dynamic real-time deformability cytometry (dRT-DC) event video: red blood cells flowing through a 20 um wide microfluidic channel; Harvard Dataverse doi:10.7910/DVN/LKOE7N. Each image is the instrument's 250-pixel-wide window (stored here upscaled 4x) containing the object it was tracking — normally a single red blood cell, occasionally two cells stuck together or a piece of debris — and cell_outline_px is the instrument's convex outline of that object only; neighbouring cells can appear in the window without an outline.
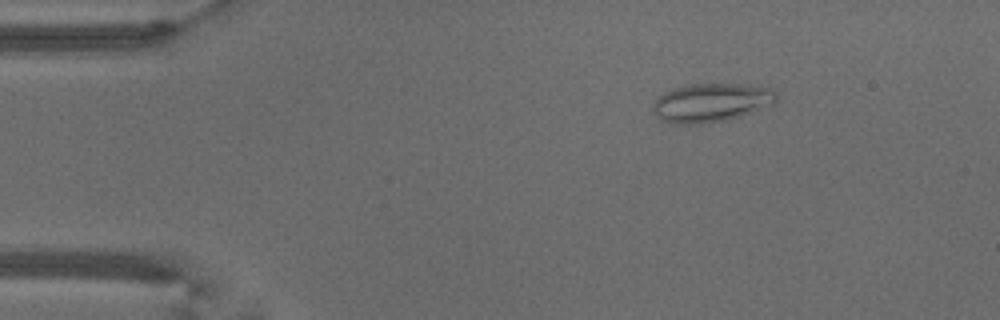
{"species": "common noctule bat (a hibernating species)", "species_latin": "Nyctalus noctula", "temperature_condition": "warm", "stored_images_in_passage": 46, "camera_frame_rate_fps": 3000, "um_per_image_px": 0.085, "animal": {"sex": "male", "body_mass_g": 18.8}, "frame": {"image": 1, "passage_image": 1, "time_ms": 0.0, "image_size_px": [1000, 320], "cell_outline_px": [[776, 104], [728, 120], [700, 124], [672, 124], [660, 120], [652, 112], [652, 108], [656, 100], [664, 92], [672, 88], [692, 84], [748, 84], [768, 88], [776, 92]], "centroid_in_image_um": [60.44, 8.73], "position_along_channel_um": 24.6, "area_um2": 28.09}}
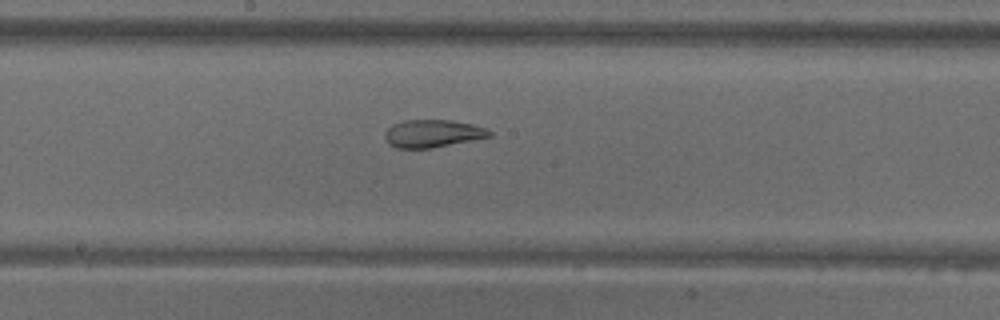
{"frame": {"image": 2, "passage_image": 21, "time_ms": 6.667, "image_size_px": [1000, 320], "cell_outline_px": [[492, 136], [432, 148], [396, 148], [388, 144], [384, 136], [384, 132], [392, 124], [404, 120], [452, 120], [472, 124], [484, 128], [492, 132]], "centroid_in_image_um": [36.74, 11.35], "position_along_channel_um": 211.5, "area_um2": 16.88}}
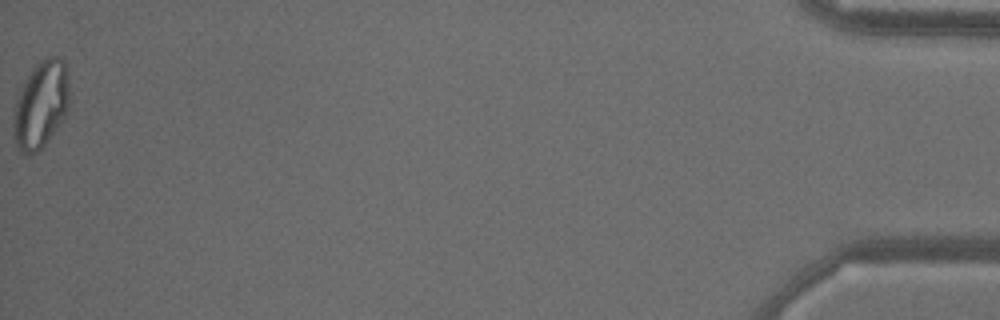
{"frame": {"image": 3, "passage_image": 46, "time_ms": 15.0, "image_size_px": [1000, 320], "cell_outline_px": [[68, 112], [44, 144], [36, 152], [28, 156], [20, 152], [16, 148], [12, 124], [12, 116], [16, 100], [24, 80], [32, 68], [40, 60], [48, 56], [60, 56], [64, 60], [68, 84]], "centroid_in_image_um": [3.44, 8.89], "position_along_channel_um": 431.8, "area_um2": 28.55}, "authors_computed_cell_mechanics": {"area_um2": 21.9351, "velocity_mm_per_s": 3.8275, "shape_relaxation_time_tau1_ms": null, "shape_relaxation_time_tau2_ms": 2.2115, "deformation_change_tau1": null, "deformation_change_tau2": 0.087}}